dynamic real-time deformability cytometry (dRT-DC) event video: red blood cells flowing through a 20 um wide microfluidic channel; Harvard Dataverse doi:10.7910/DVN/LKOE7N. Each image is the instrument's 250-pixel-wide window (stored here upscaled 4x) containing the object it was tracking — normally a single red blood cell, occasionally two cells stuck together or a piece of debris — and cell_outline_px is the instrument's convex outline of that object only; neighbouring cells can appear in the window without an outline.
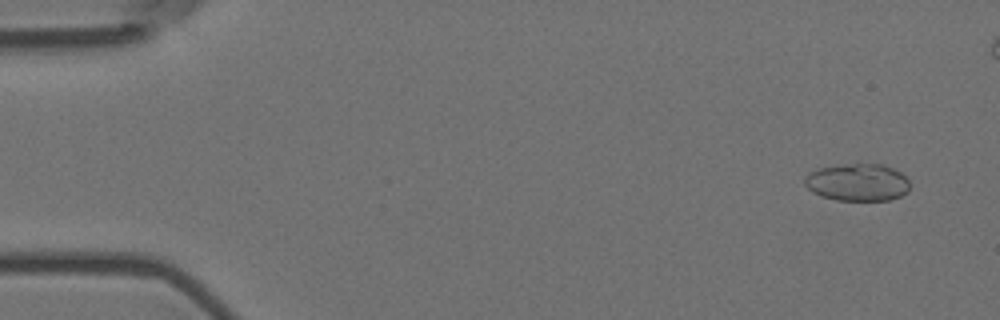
{"species": "Egyptian fruit bat (a non-hibernating species)", "species_latin": "Rousettus aegyptiacus", "temperature_condition": "room temperature", "stored_images_in_passage": 5, "camera_frame_rate_fps": 3000, "um_per_image_px": 0.085, "animal": {"sex": "female"}, "frame": {"image": 1, "passage_image": 1, "time_ms": 0.0, "image_size_px": [1000, 320], "cell_outline_px": [[908, 192], [900, 196], [888, 200], [836, 200], [820, 196], [812, 192], [804, 184], [804, 176], [808, 172], [820, 168], [856, 160], [884, 164], [900, 172], [908, 180]], "centroid_in_image_um": [72.85, 15.44], "position_along_channel_um": 12.1, "area_um2": 23.7}}